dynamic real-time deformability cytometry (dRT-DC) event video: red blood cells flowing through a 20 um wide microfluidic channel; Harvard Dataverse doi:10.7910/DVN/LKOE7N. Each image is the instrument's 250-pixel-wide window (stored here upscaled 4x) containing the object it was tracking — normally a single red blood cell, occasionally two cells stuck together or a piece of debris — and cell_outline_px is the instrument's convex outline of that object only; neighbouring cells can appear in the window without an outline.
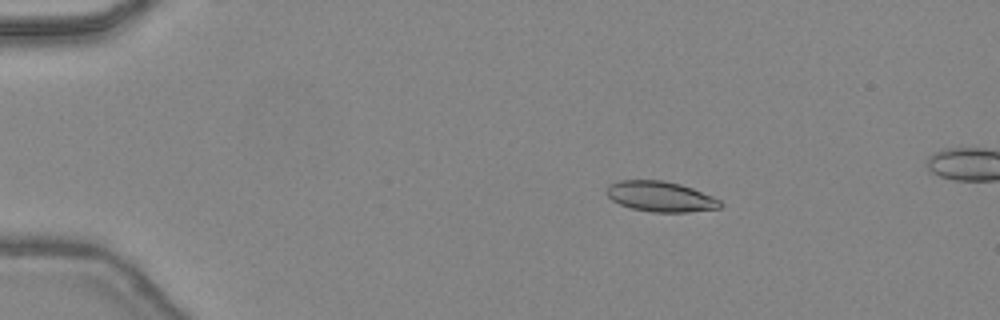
{"species": "common noctule bat (a hibernating species)", "species_latin": "Nyctalus noctula", "temperature_condition": "warm", "stored_images_in_passage": 47, "segment_of_instrument_passage": [1, 2], "camera_frame_rate_fps": 3000, "um_per_image_px": 0.085, "animal": {"sex": "female", "body_mass_g": 24.6, "forearm_length_mm": 56.2}, "frame": {"image": 1, "passage_image": 8, "time_ms": 2.333, "image_size_px": [1000, 320], "cell_outline_px": [[724, 204], [720, 208], [688, 212], [652, 212], [632, 208], [620, 204], [612, 200], [604, 192], [608, 184], [620, 180], [664, 180], [680, 184], [692, 188], [712, 196], [720, 200]], "centroid_in_image_um": [56.13, 16.7], "position_along_channel_um": 28.9, "area_um2": 20.23}}
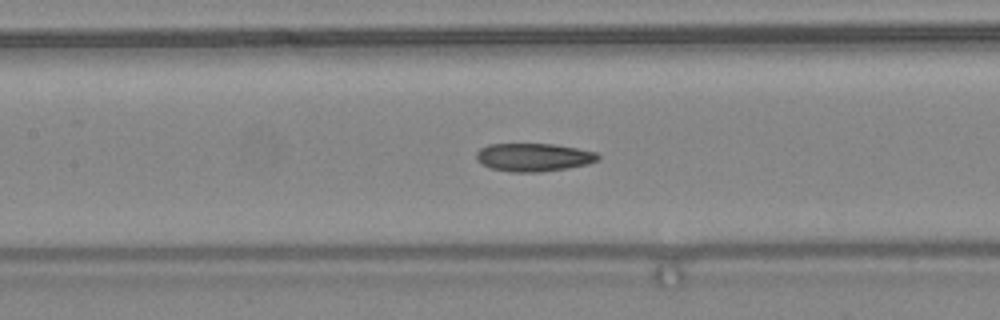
{"frame": {"image": 2, "passage_image": 22, "time_ms": 7.0, "image_size_px": [1000, 320], "cell_outline_px": [[600, 160], [588, 164], [568, 168], [540, 172], [512, 172], [488, 168], [476, 160], [476, 152], [480, 148], [488, 144], [552, 144], [576, 148], [596, 152], [600, 156]], "centroid_in_image_um": [45.34, 13.37], "position_along_channel_um": 162.1, "area_um2": 20.11}}
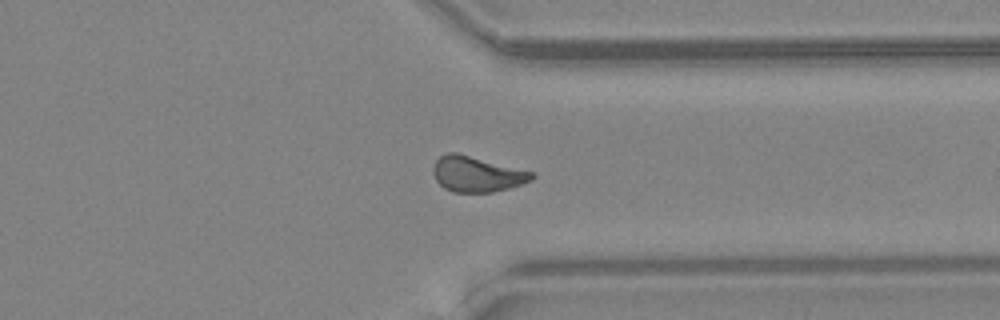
{"frame": {"image": 3, "passage_image": 36, "time_ms": 11.667, "image_size_px": [1000, 320], "cell_outline_px": [[536, 176], [532, 180], [508, 188], [492, 192], [452, 192], [444, 188], [436, 180], [432, 172], [432, 168], [436, 160], [440, 156], [448, 152], [456, 152], [536, 172]], "centroid_in_image_um": [40.54, 14.79], "position_along_channel_um": 370.9, "area_um2": 20.58}}